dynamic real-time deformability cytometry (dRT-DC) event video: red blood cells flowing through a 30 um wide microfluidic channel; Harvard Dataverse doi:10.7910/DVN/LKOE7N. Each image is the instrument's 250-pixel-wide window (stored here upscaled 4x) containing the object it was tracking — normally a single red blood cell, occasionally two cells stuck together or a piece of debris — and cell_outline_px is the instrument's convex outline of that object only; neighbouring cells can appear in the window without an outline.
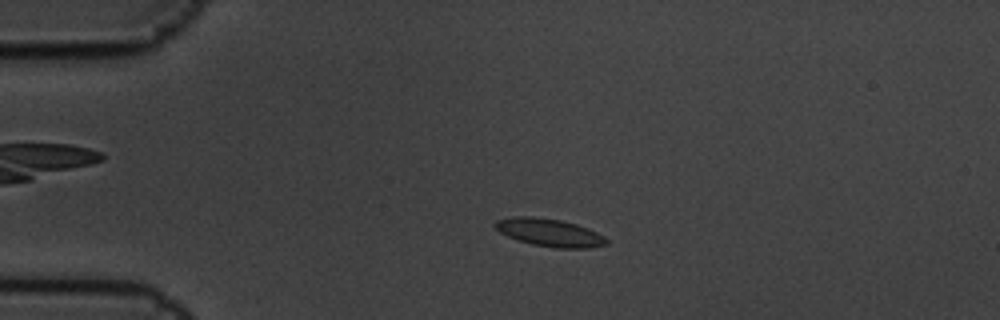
{"species": "common noctule bat (a hibernating species)", "species_latin": "Nyctalus noctula", "temperature_condition": "cold", "stored_images_in_passage": 4, "camera_frame_rate_fps": 3000, "um_per_image_px": 0.085, "animal": {"sex": "male", "body_mass_g": 19.5, "forearm_length_mm": 54.6}, "frame": {"image": 1, "passage_image": 3, "time_ms": 0.667, "image_size_px": [1000, 320], "cell_outline_px": [[608, 244], [588, 248], [556, 248], [532, 244], [508, 236], [500, 232], [492, 224], [496, 220], [512, 216], [532, 216], [560, 220], [576, 224], [588, 228], [604, 236], [608, 240]], "centroid_in_image_um": [46.71, 19.76], "position_along_channel_um": 38.3, "area_um2": 17.98}}